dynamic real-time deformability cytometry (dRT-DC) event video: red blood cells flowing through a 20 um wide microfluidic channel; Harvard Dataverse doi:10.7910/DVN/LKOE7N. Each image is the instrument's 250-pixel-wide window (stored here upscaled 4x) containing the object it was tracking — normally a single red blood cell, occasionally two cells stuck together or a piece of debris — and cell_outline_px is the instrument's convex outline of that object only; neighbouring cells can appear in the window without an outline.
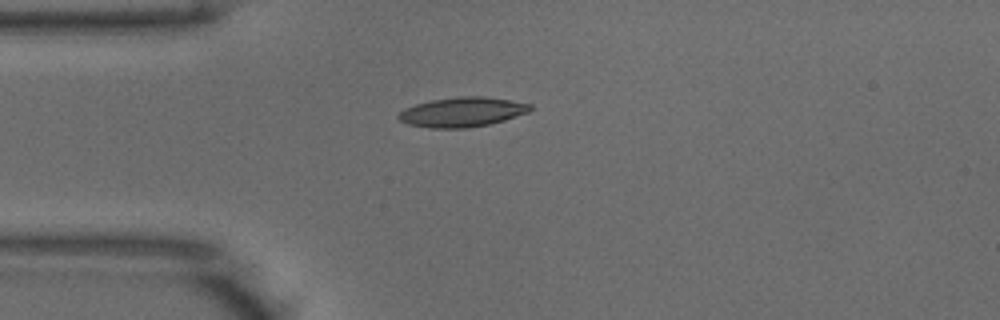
{"species": "common noctule bat (a hibernating species)", "species_latin": "Nyctalus noctula", "temperature_condition": "warm", "stored_images_in_passage": 39, "camera_frame_rate_fps": 3000, "um_per_image_px": 0.085, "animal": {"sex": "male", "body_mass_g": 18.8}, "frame": {"image": 1, "passage_image": 1, "time_ms": 0.0, "image_size_px": [1000, 320], "cell_outline_px": [[532, 108], [528, 112], [504, 120], [488, 124], [468, 128], [428, 128], [408, 124], [400, 120], [396, 116], [404, 108], [416, 104], [432, 100], [460, 96], [484, 96], [532, 104]], "centroid_in_image_um": [39.26, 9.52], "position_along_channel_um": 45.7, "area_um2": 22.66}}
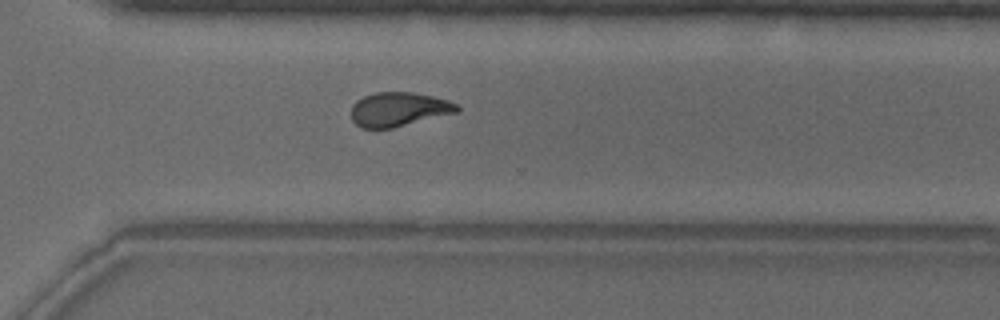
{"frame": {"image": 2, "passage_image": 24, "time_ms": 7.667, "image_size_px": [1000, 320], "cell_outline_px": [[460, 112], [392, 128], [360, 128], [352, 120], [352, 104], [356, 100], [364, 96], [376, 92], [412, 92], [432, 96], [448, 100], [456, 104], [460, 108]], "centroid_in_image_um": [33.9, 9.29], "position_along_channel_um": 336.7, "area_um2": 21.15}}
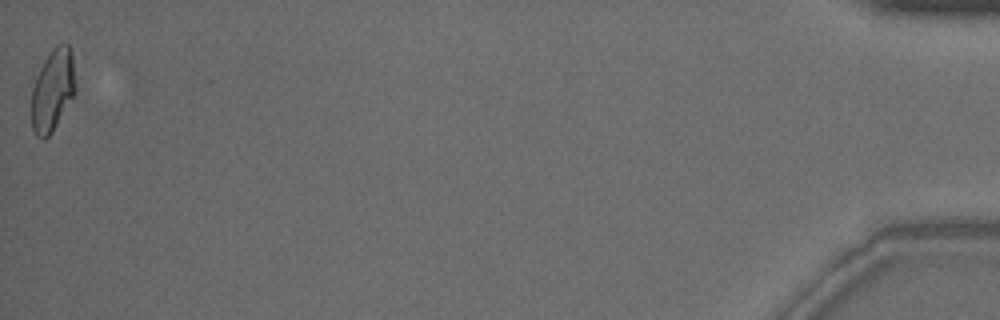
{"frame": {"image": 3, "passage_image": 39, "time_ms": 12.667, "image_size_px": [1000, 320], "cell_outline_px": [[76, 92], [52, 132], [44, 140], [40, 140], [36, 136], [32, 128], [32, 88], [36, 76], [44, 60], [52, 48], [60, 40], [68, 44], [72, 52], [76, 88]], "centroid_in_image_um": [4.49, 7.63], "position_along_channel_um": 430.7, "area_um2": 21.33}, "authors_computed_cell_mechanics": {"area_um2": 21.3282, "velocity_mm_per_s": 3.9497, "shape_relaxation_time_tau1_ms": 8.3373, "shape_relaxation_time_tau2_ms": 2.1652, "deformation_change_tau1": 0.2344, "deformation_change_tau2": 0.0906}}